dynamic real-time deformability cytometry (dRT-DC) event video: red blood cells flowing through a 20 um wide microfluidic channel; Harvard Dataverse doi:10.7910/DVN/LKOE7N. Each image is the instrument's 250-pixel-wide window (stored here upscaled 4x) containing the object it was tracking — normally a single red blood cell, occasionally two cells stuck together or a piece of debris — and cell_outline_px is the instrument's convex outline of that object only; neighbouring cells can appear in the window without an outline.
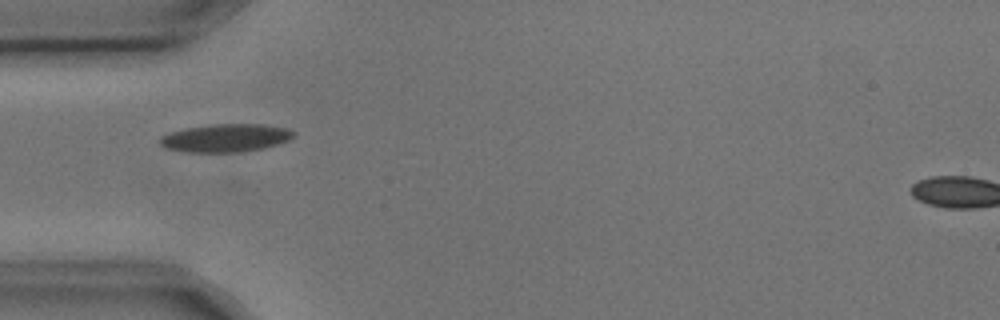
{"species": "common noctule bat (a hibernating species)", "species_latin": "Nyctalus noctula", "temperature_condition": "cold", "stored_images_in_passage": 4, "camera_frame_rate_fps": 3000, "um_per_image_px": 0.085, "animal": {"sex": "male", "body_mass_g": 17.9, "forearm_length_mm": 54.2}, "frame": {"image": 1, "passage_image": 1, "time_ms": 0.0, "image_size_px": [1000, 320], "cell_outline_px": [[296, 136], [288, 140], [264, 148], [240, 152], [188, 152], [164, 148], [160, 144], [160, 136], [184, 128], [208, 124], [264, 124], [288, 128], [296, 132]], "centroid_in_image_um": [19.2, 11.72], "position_along_channel_um": 65.8, "area_um2": 22.02}}
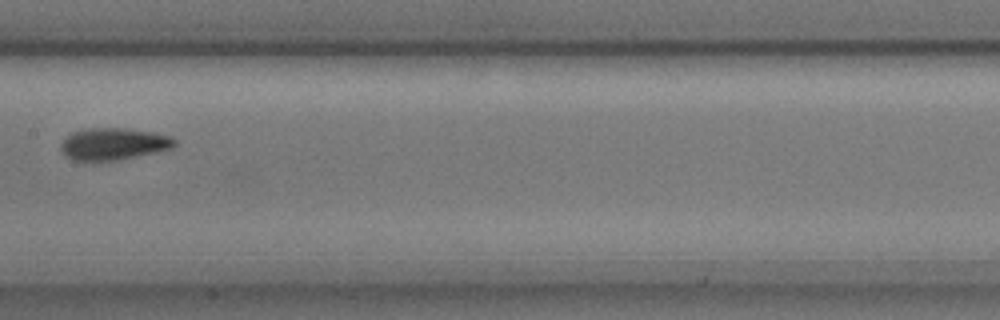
{"frame": {"image": 2, "passage_image": 4, "time_ms": 1.0, "image_size_px": [1000, 320], "cell_outline_px": [[176, 144], [172, 148], [156, 152], [112, 160], [72, 160], [64, 156], [60, 148], [60, 144], [72, 132], [88, 128], [124, 128], [156, 132], [172, 136], [176, 140]], "centroid_in_image_um": [9.66, 12.21], "position_along_channel_um": 197.7, "area_um2": 21.1}}